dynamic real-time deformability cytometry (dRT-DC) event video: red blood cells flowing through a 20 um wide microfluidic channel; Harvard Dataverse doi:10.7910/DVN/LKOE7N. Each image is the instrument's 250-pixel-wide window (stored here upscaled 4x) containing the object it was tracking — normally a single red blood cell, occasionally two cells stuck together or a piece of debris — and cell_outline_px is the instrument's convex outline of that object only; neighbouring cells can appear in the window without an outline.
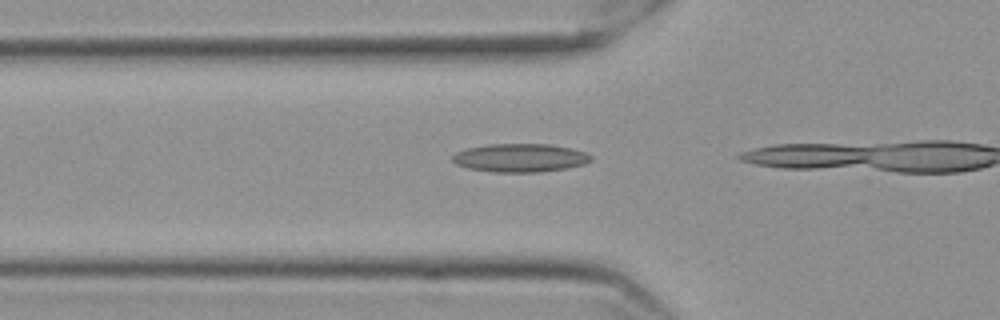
{"species": "Egyptian fruit bat (a non-hibernating species)", "species_latin": "Rousettus aegyptiacus", "temperature_condition": "cold", "stored_images_in_passage": 5, "camera_frame_rate_fps": 3000, "um_per_image_px": 0.085, "frame": {"image": 1, "passage_image": 3, "time_ms": 0.667, "image_size_px": [1000, 320], "cell_outline_px": [[592, 160], [584, 164], [568, 168], [540, 172], [492, 172], [468, 168], [456, 164], [452, 160], [452, 156], [456, 152], [468, 148], [488, 144], [548, 144], [572, 148], [584, 152], [592, 156]], "centroid_in_image_um": [44.22, 13.42], "position_along_channel_um": 81.6, "area_um2": 22.95}}